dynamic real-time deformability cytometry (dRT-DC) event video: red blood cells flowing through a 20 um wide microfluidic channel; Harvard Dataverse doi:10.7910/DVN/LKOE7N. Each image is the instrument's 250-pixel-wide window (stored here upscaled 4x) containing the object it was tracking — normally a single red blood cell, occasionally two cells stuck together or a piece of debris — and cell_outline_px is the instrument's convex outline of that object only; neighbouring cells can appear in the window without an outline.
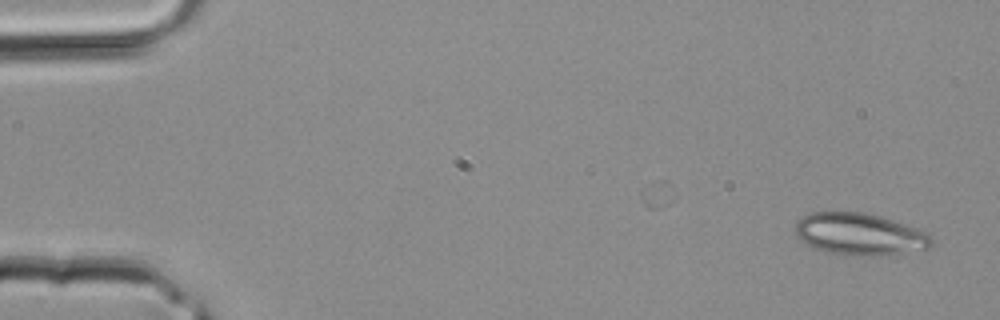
{"species": "common noctule bat (a hibernating species)", "species_latin": "Nyctalus noctula", "temperature_condition": "room temperature", "stored_images_in_passage": 4, "camera_frame_rate_fps": 3000, "um_per_image_px": 0.085, "animal": {"sex": "male", "body_mass_g": 20.4}, "frame": {"image": 1, "passage_image": 1, "time_ms": 0.0, "image_size_px": [1000, 320], "cell_outline_px": [[932, 244], [928, 248], [880, 256], [852, 256], [824, 252], [804, 244], [796, 236], [796, 220], [812, 212], [864, 212], [880, 216], [928, 232], [932, 240]], "centroid_in_image_um": [73.03, 19.92], "position_along_channel_um": 12.0, "area_um2": 33.52}}